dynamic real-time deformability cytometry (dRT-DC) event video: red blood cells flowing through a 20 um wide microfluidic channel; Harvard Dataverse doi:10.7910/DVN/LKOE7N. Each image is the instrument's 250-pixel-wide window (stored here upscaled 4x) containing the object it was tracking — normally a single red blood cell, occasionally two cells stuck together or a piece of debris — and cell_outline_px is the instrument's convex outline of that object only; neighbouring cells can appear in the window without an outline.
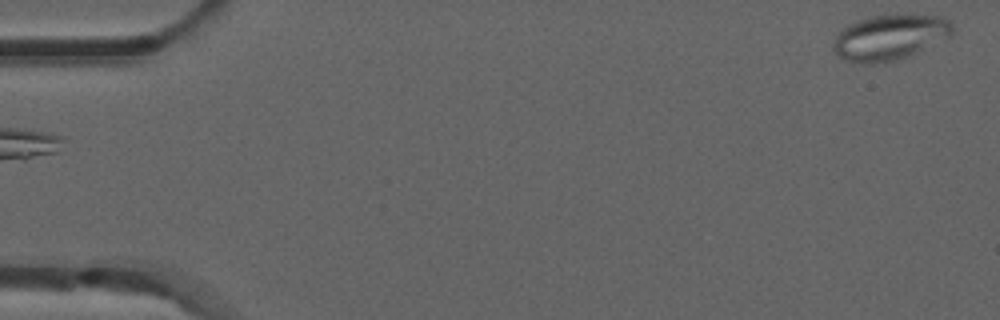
{"species": "common noctule bat (a hibernating species)", "species_latin": "Nyctalus noctula", "temperature_condition": "room temperature", "stored_images_in_passage": 5, "segment_of_instrument_passage": [2, 2], "camera_frame_rate_fps": 3000, "um_per_image_px": 0.085, "animal": {"sex": "male", "forearm_length_mm": 52.5}, "frame": {"image": 1, "passage_image": 5, "time_ms": 1.333, "image_size_px": [1000, 320], "cell_outline_px": [[952, 32], [948, 36], [908, 56], [884, 64], [864, 64], [848, 60], [840, 56], [832, 48], [832, 44], [836, 36], [844, 28], [856, 20], [872, 16], [940, 16], [948, 20], [952, 24]], "centroid_in_image_um": [75.58, 3.2], "position_along_channel_um": 9.4, "area_um2": 30.75}}